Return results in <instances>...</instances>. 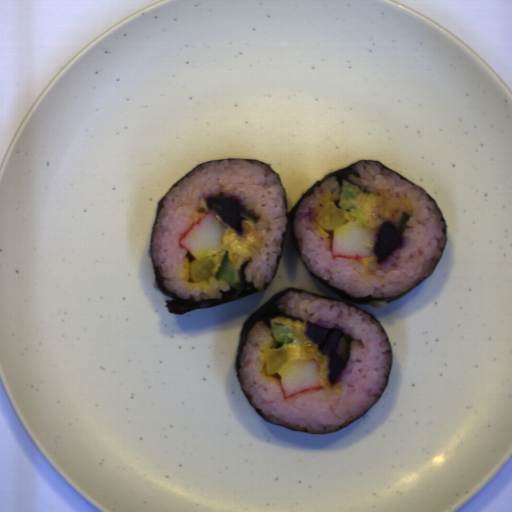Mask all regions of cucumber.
Masks as SVG:
<instances>
[{
  "mask_svg": "<svg viewBox=\"0 0 512 512\" xmlns=\"http://www.w3.org/2000/svg\"><path fill=\"white\" fill-rule=\"evenodd\" d=\"M409 219H410V215L407 212L403 211V213L399 219V222L395 228L399 238L403 235L404 229H405Z\"/></svg>",
  "mask_w": 512,
  "mask_h": 512,
  "instance_id": "cucumber-5",
  "label": "cucumber"
},
{
  "mask_svg": "<svg viewBox=\"0 0 512 512\" xmlns=\"http://www.w3.org/2000/svg\"><path fill=\"white\" fill-rule=\"evenodd\" d=\"M362 194L357 185H352L347 179L341 178V191L339 193L338 206L340 209L348 210L354 205L356 198Z\"/></svg>",
  "mask_w": 512,
  "mask_h": 512,
  "instance_id": "cucumber-2",
  "label": "cucumber"
},
{
  "mask_svg": "<svg viewBox=\"0 0 512 512\" xmlns=\"http://www.w3.org/2000/svg\"><path fill=\"white\" fill-rule=\"evenodd\" d=\"M270 327L272 337L276 343L285 345L294 341L295 336L287 326L272 324Z\"/></svg>",
  "mask_w": 512,
  "mask_h": 512,
  "instance_id": "cucumber-3",
  "label": "cucumber"
},
{
  "mask_svg": "<svg viewBox=\"0 0 512 512\" xmlns=\"http://www.w3.org/2000/svg\"><path fill=\"white\" fill-rule=\"evenodd\" d=\"M216 279L223 280L232 288L240 292L242 288L240 271H238L232 264L227 250L221 259L220 267L216 273Z\"/></svg>",
  "mask_w": 512,
  "mask_h": 512,
  "instance_id": "cucumber-1",
  "label": "cucumber"
},
{
  "mask_svg": "<svg viewBox=\"0 0 512 512\" xmlns=\"http://www.w3.org/2000/svg\"><path fill=\"white\" fill-rule=\"evenodd\" d=\"M353 338L346 333H343L338 340L335 353L346 363L350 357V346Z\"/></svg>",
  "mask_w": 512,
  "mask_h": 512,
  "instance_id": "cucumber-4",
  "label": "cucumber"
}]
</instances>
